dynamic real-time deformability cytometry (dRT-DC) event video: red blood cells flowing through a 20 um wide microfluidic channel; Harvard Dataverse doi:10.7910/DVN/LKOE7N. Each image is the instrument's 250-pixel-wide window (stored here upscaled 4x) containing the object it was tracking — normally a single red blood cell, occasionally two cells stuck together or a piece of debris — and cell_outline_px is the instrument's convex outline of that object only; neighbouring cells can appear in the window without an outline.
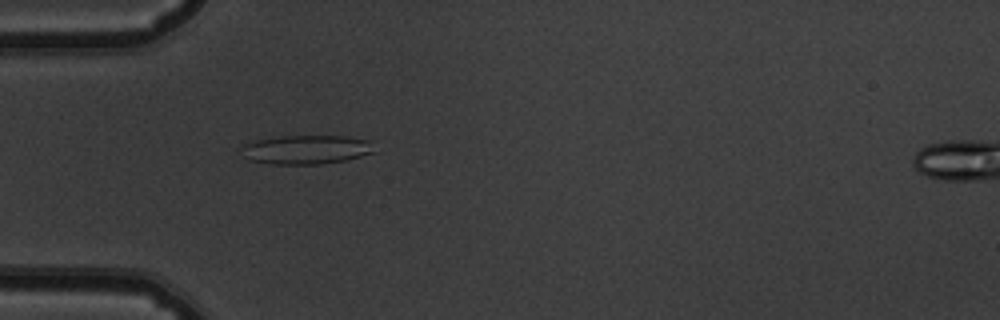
{"species": "common noctule bat (a hibernating species)", "species_latin": "Nyctalus noctula", "temperature_condition": "warm", "stored_images_in_passage": 32, "camera_frame_rate_fps": 3000, "um_per_image_px": 0.085, "animal": {"sex": "male", "body_mass_g": 19.5, "forearm_length_mm": 54.6}, "frame": {"image": 1, "passage_image": 2, "time_ms": 0.333, "image_size_px": [1000, 320], "cell_outline_px": [[376, 152], [344, 160], [320, 164], [272, 164], [248, 160], [240, 156], [240, 148], [244, 144], [256, 140], [280, 136], [344, 136], [372, 140]], "centroid_in_image_um": [26.01, 12.71], "position_along_channel_um": 59.0, "area_um2": 22.77}}
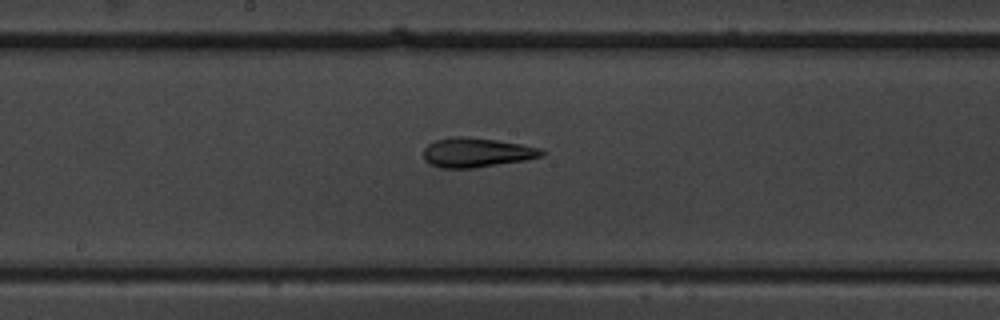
{"frame": {"image": 2, "passage_image": 14, "time_ms": 4.333, "image_size_px": [1000, 320], "cell_outline_px": [[548, 152], [544, 156], [524, 160], [472, 168], [440, 168], [428, 164], [424, 160], [424, 148], [428, 144], [436, 140], [452, 136], [460, 136], [496, 140], [520, 144], [540, 148]], "centroid_in_image_um": [40.5, 12.97], "position_along_channel_um": 207.7, "area_um2": 20.29}}
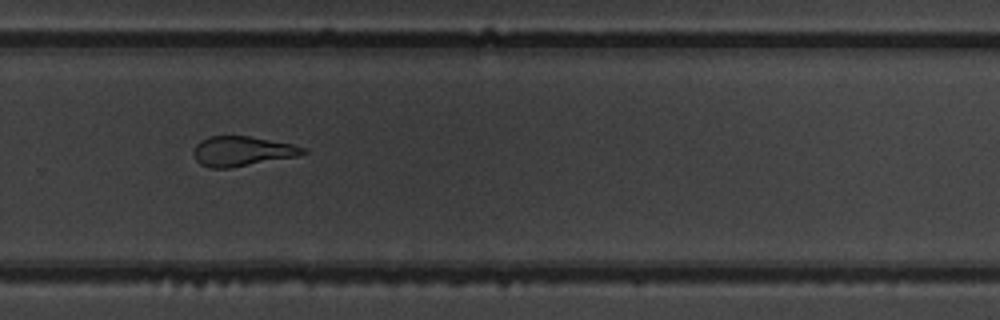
{"frame": {"image": 3, "passage_image": 22, "time_ms": 7.0, "image_size_px": [1000, 320], "cell_outline_px": [[308, 152], [296, 156], [228, 168], [208, 168], [200, 164], [196, 160], [192, 152], [196, 144], [200, 140], [208, 136], [248, 136], [292, 144], [308, 148]], "centroid_in_image_um": [20.54, 12.85], "position_along_channel_um": 309.3, "area_um2": 18.96}, "authors_computed_cell_mechanics": {"area_um2": 20.3456, "velocity_mm_per_s": 3.8334, "shape_relaxation_time_tau1_ms": null, "shape_relaxation_time_tau2_ms": 2.491, "deformation_change_tau1": null, "deformation_change_tau2": 0.1397}}